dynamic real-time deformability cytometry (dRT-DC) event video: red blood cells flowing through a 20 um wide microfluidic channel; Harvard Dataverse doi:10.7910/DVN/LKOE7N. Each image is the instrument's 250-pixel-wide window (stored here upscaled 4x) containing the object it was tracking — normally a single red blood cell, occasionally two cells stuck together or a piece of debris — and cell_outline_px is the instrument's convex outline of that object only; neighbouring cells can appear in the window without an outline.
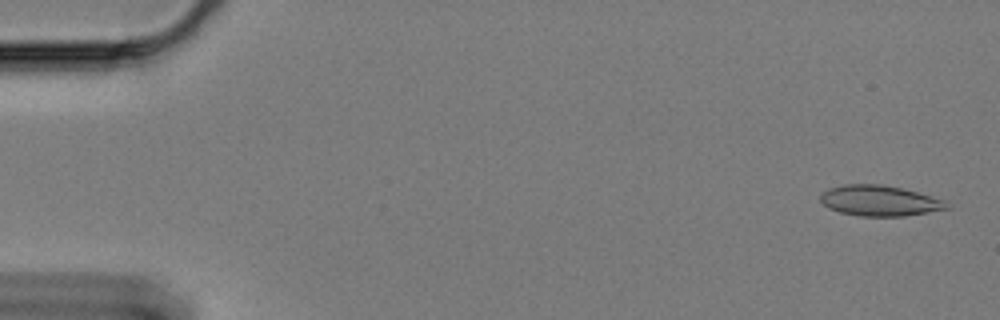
{"species": "Egyptian fruit bat (a non-hibernating species)", "species_latin": "Rousettus aegyptiacus", "temperature_condition": "cold", "stored_images_in_passage": 11, "camera_frame_rate_fps": 3000, "um_per_image_px": 0.085, "animal": {"sex": "female"}, "frame": {"image": 1, "passage_image": 2, "time_ms": 0.333, "image_size_px": [1000, 320], "cell_outline_px": [[952, 208], [904, 216], [860, 216], [840, 212], [828, 208], [820, 200], [820, 196], [828, 188], [844, 184], [880, 184], [900, 188], [916, 192], [944, 200]], "centroid_in_image_um": [74.75, 17.06], "position_along_channel_um": 10.2, "area_um2": 22.37}}